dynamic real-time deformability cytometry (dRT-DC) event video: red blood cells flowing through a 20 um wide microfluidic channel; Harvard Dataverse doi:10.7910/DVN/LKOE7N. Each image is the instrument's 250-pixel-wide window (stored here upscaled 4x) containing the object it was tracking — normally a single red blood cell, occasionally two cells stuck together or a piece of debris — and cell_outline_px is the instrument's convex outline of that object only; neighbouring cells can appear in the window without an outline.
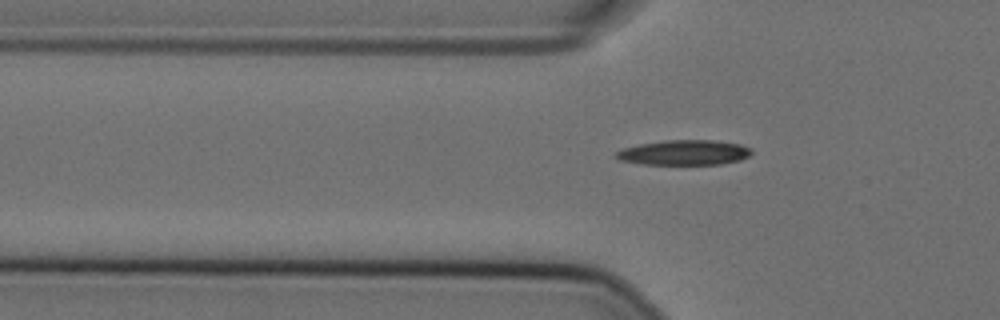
{"species": "Egyptian fruit bat (a non-hibernating species)", "species_latin": "Rousettus aegyptiacus", "temperature_condition": "cold", "stored_images_in_passage": 56, "camera_frame_rate_fps": 3000, "um_per_image_px": 0.085, "animal": {"sex": "female"}, "frame": {"image": 1, "passage_image": 19, "time_ms": 6.0, "image_size_px": [1000, 320], "cell_outline_px": [[752, 152], [748, 156], [740, 160], [720, 164], [644, 164], [620, 160], [612, 156], [616, 152], [624, 148], [640, 144], [664, 140], [716, 140], [740, 144], [752, 148]], "centroid_in_image_um": [58.16, 12.96], "position_along_channel_um": 67.6, "area_um2": 19.77}}
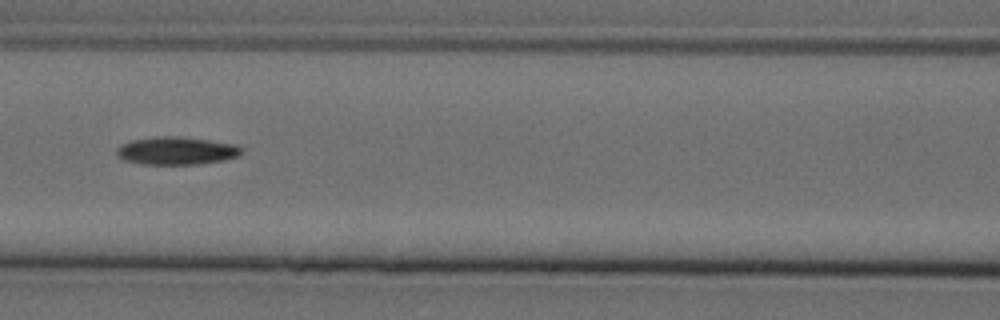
{"frame": {"image": 2, "passage_image": 26, "time_ms": 8.333, "image_size_px": [1000, 320], "cell_outline_px": [[244, 148], [240, 156], [224, 160], [196, 164], [144, 164], [124, 160], [116, 156], [116, 148], [120, 144], [132, 140], [156, 136], [180, 136], [236, 144]], "centroid_in_image_um": [15.0, 12.81], "position_along_channel_um": 151.6, "area_um2": 20.46}}
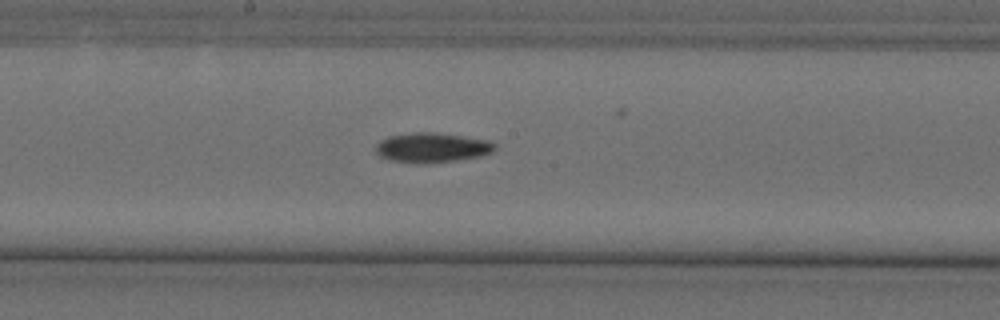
{"frame": {"image": 3, "passage_image": 31, "time_ms": 10.0, "image_size_px": [1000, 320], "cell_outline_px": [[496, 148], [492, 152], [480, 156], [456, 160], [420, 164], [416, 164], [388, 160], [380, 156], [376, 152], [376, 144], [380, 140], [388, 136], [412, 132], [436, 132], [488, 140], [496, 144]], "centroid_in_image_um": [36.69, 12.54], "position_along_channel_um": 211.5, "area_um2": 20.81}}